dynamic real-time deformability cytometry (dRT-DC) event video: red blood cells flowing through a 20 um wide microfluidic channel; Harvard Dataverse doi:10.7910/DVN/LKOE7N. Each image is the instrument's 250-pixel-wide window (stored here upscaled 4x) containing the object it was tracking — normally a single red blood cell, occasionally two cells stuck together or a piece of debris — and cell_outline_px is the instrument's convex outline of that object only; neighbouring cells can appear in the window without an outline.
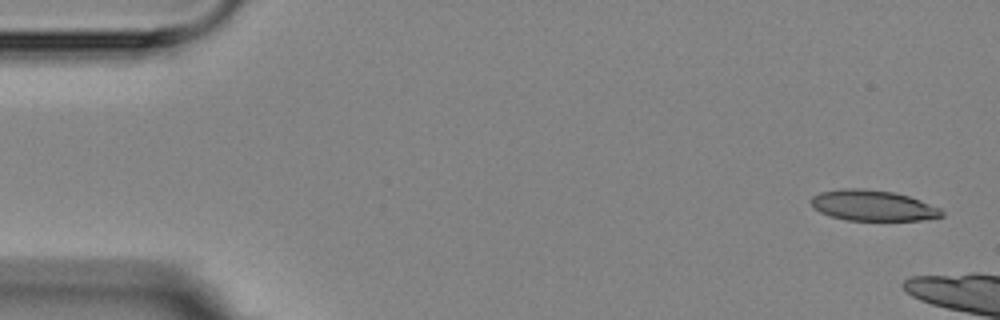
{"species": "Egyptian fruit bat (a non-hibernating species)", "species_latin": "Rousettus aegyptiacus", "temperature_condition": "room temperature", "stored_images_in_passage": 3, "camera_frame_rate_fps": 3000, "um_per_image_px": 0.085, "animal": {"sex": "female"}, "frame": {"image": 1, "passage_image": 1, "time_ms": 0.0, "image_size_px": [1000, 320], "cell_outline_px": [[944, 216], [924, 220], [844, 220], [820, 212], [808, 200], [812, 196], [820, 192], [844, 188], [860, 188], [892, 192], [908, 196], [920, 200], [940, 208], [944, 212]], "centroid_in_image_um": [74.19, 17.47], "position_along_channel_um": 10.8, "area_um2": 23.29}}